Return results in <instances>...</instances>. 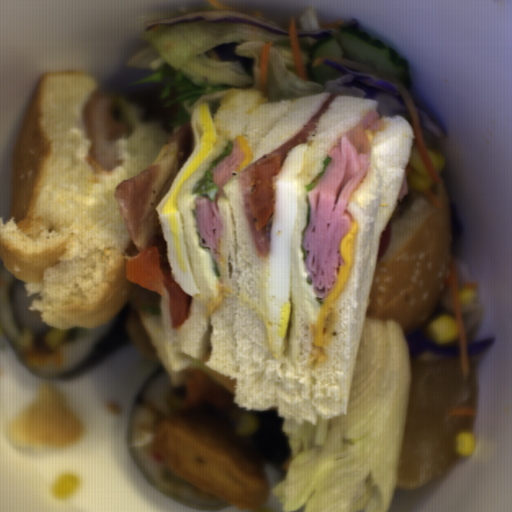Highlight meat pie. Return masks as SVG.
Returning <instances> with one entry per match:
<instances>
[{"mask_svg":"<svg viewBox=\"0 0 512 512\" xmlns=\"http://www.w3.org/2000/svg\"><path fill=\"white\" fill-rule=\"evenodd\" d=\"M83 113L91 156L110 170L117 165L116 148L126 124L124 104L96 86Z\"/></svg>","mask_w":512,"mask_h":512,"instance_id":"b5893723","label":"meat pie"}]
</instances>
